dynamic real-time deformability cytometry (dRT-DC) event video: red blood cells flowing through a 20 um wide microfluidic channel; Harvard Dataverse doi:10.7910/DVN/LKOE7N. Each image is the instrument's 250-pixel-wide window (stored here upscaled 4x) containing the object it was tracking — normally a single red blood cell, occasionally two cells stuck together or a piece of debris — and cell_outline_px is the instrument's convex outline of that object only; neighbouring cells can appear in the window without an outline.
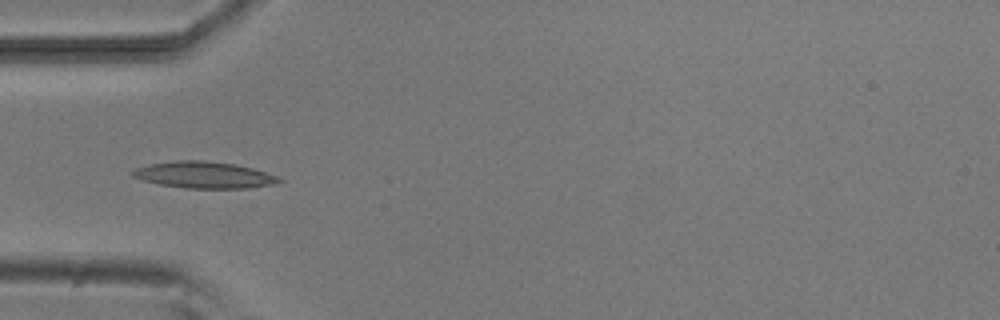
{"species": "common noctule bat (a hibernating species)", "species_latin": "Nyctalus noctula", "temperature_condition": "room temperature", "stored_images_in_passage": 8, "camera_frame_rate_fps": 3000, "um_per_image_px": 0.085, "animal": {"sex": "male", "body_mass_g": 20.5, "forearm_length_mm": 52.5}, "frame": {"image": 1, "passage_image": 5, "time_ms": 4.333, "image_size_px": [1000, 320], "cell_outline_px": [[284, 180], [272, 184], [248, 188], [188, 188], [160, 184], [144, 180], [132, 176], [132, 172], [136, 168], [152, 164], [176, 160], [204, 160], [236, 164], [252, 168], [280, 176]], "centroid_in_image_um": [17.4, 14.86], "position_along_channel_um": 67.6, "area_um2": 22.48}}
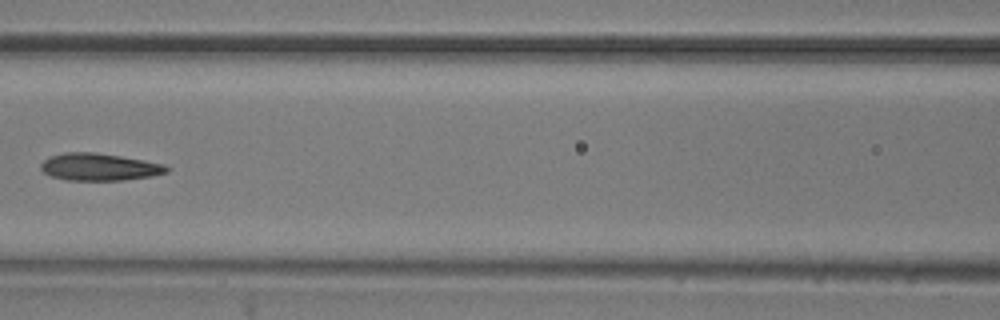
{"frame": {"image": 2, "passage_image": 7, "time_ms": 6.667, "image_size_px": [1000, 320], "cell_outline_px": [[172, 168], [168, 172], [152, 176], [124, 180], [64, 180], [52, 176], [44, 172], [40, 168], [40, 164], [44, 160], [52, 156], [64, 152], [96, 152], [144, 160], [164, 164]], "centroid_in_image_um": [8.47, 14.19], "position_along_channel_um": 158.1, "area_um2": 20.06}}
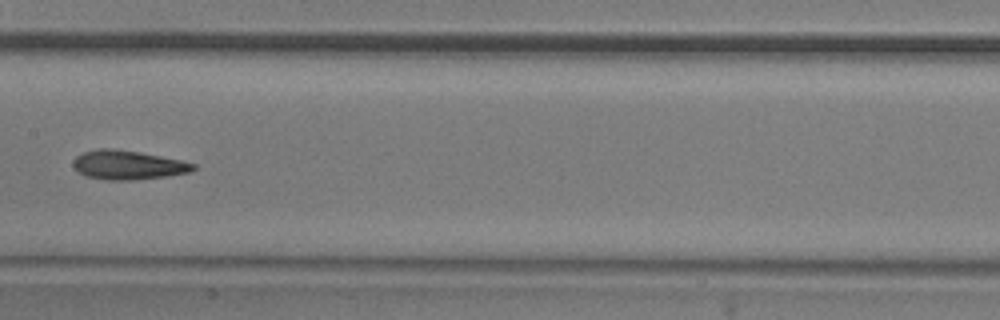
{"frame": {"image": 3, "passage_image": 8, "time_ms": 7.667, "image_size_px": [1000, 320], "cell_outline_px": [[196, 168], [192, 172], [164, 176], [132, 180], [104, 180], [84, 176], [72, 164], [72, 160], [76, 156], [84, 152], [96, 148], [112, 148], [140, 152], [180, 160], [196, 164]], "centroid_in_image_um": [10.85, 14.02], "position_along_channel_um": 196.6, "area_um2": 20.4}}